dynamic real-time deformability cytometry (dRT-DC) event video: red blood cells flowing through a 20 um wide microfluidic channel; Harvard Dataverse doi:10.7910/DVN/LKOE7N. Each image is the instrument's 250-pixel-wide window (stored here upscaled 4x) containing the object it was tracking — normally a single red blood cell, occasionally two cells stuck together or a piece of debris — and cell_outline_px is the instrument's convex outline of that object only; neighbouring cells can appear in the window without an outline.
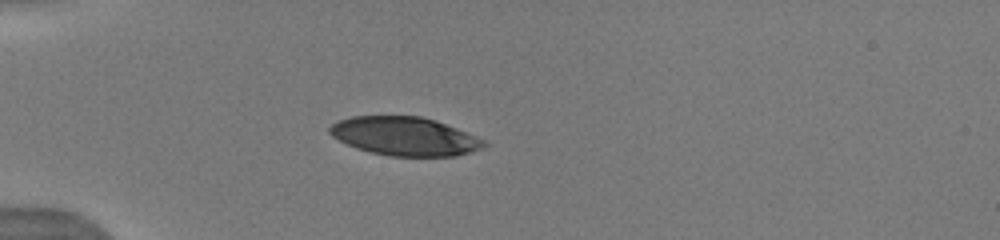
{"species": "human", "species_latin": "Homo sapiens", "temperature_condition": "warm", "stored_images_in_passage": 3, "camera_frame_rate_fps": 3000, "um_per_image_px": 0.085, "donor": {"sex": "male"}, "frame": {"image": 1, "passage_image": 1, "time_ms": 0.0, "image_size_px": [1000, 240], "cell_outline_px": [[488, 144], [480, 148], [468, 152], [452, 156], [392, 156], [372, 152], [356, 148], [332, 136], [328, 132], [328, 128], [336, 120], [352, 116], [420, 116], [456, 128], [484, 140]], "centroid_in_image_um": [34.34, 11.57], "position_along_channel_um": 50.7, "area_um2": 34.22}}